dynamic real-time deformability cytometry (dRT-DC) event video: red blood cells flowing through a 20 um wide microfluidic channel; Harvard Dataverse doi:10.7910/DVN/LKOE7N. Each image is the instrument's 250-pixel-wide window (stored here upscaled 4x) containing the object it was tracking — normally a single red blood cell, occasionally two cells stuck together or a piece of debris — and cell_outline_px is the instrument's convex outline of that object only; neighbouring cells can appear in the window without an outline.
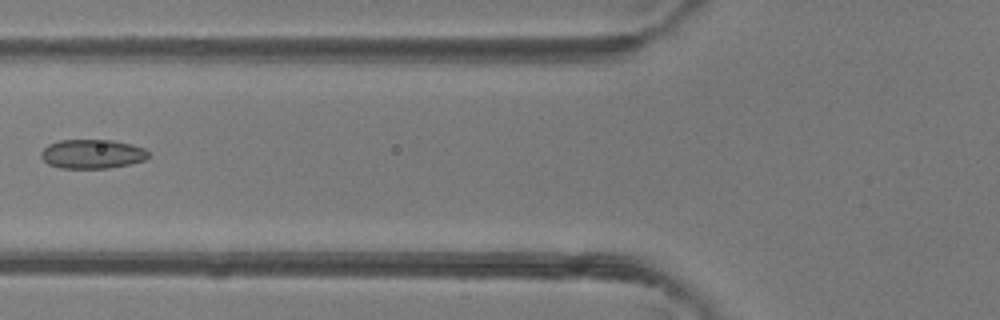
{"species": "common noctule bat (a hibernating species)", "species_latin": "Nyctalus noctula", "temperature_condition": "room temperature", "stored_images_in_passage": 3, "camera_frame_rate_fps": 3000, "um_per_image_px": 0.085, "animal": {"sex": "female"}, "frame": {"image": 1, "passage_image": 3, "time_ms": 2.333, "image_size_px": [1000, 320], "cell_outline_px": [[152, 156], [144, 160], [132, 164], [108, 168], [60, 168], [48, 164], [40, 156], [40, 152], [48, 144], [60, 140], [112, 140], [132, 144], [144, 148]], "centroid_in_image_um": [7.86, 13.09], "position_along_channel_um": 117.9, "area_um2": 18.44}}